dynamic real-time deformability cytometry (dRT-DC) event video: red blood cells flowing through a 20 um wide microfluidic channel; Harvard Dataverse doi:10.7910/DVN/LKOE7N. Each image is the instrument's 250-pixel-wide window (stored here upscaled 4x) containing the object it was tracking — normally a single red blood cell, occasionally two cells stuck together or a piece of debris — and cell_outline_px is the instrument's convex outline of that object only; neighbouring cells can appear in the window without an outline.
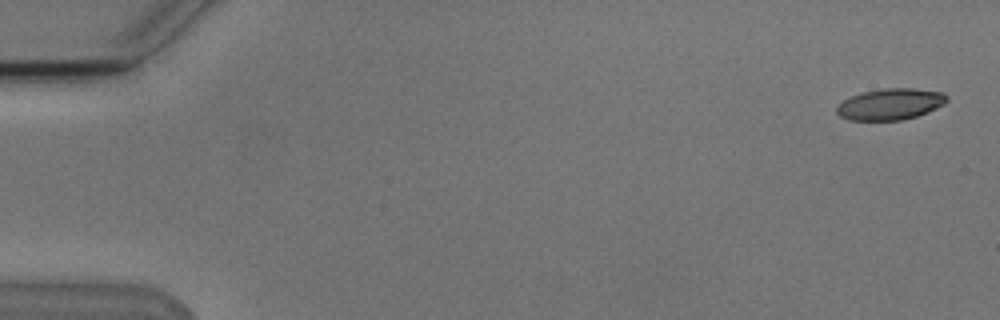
{"species": "Egyptian fruit bat (a non-hibernating species)", "species_latin": "Rousettus aegyptiacus", "temperature_condition": "cold", "stored_images_in_passage": 6, "camera_frame_rate_fps": 3000, "um_per_image_px": 0.085, "animal": {"sex": "male"}, "frame": {"image": 1, "passage_image": 1, "time_ms": 0.0, "image_size_px": [1000, 320], "cell_outline_px": [[948, 100], [944, 104], [928, 112], [916, 116], [900, 120], [848, 120], [840, 116], [836, 112], [836, 108], [848, 96], [860, 92], [884, 88], [912, 88], [944, 92], [948, 96]], "centroid_in_image_um": [75.68, 8.84], "position_along_channel_um": 9.3, "area_um2": 20.23}}
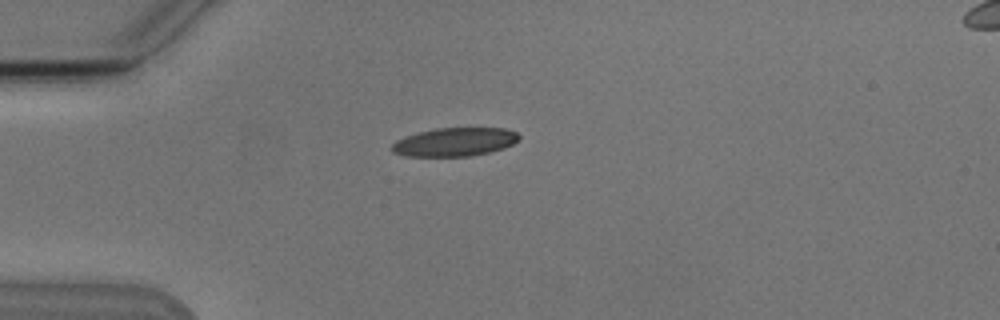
{"frame": {"image": 2, "passage_image": 4, "time_ms": 4.333, "image_size_px": [1000, 320], "cell_outline_px": [[520, 136], [512, 144], [504, 148], [488, 152], [468, 156], [404, 156], [392, 152], [388, 148], [396, 140], [404, 136], [436, 128], [504, 128], [516, 132]], "centroid_in_image_um": [38.58, 12.07], "position_along_channel_um": 46.4, "area_um2": 21.1}}